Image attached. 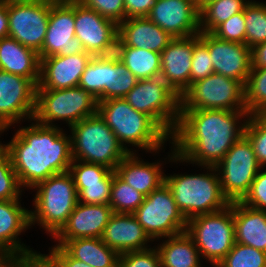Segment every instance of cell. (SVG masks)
I'll return each instance as SVG.
<instances>
[{"instance_id":"b9f144b4","label":"cell","mask_w":266,"mask_h":267,"mask_svg":"<svg viewBox=\"0 0 266 267\" xmlns=\"http://www.w3.org/2000/svg\"><path fill=\"white\" fill-rule=\"evenodd\" d=\"M112 170L100 164L73 160L69 172L73 176L74 184L99 183Z\"/></svg>"},{"instance_id":"c3c4849f","label":"cell","mask_w":266,"mask_h":267,"mask_svg":"<svg viewBox=\"0 0 266 267\" xmlns=\"http://www.w3.org/2000/svg\"><path fill=\"white\" fill-rule=\"evenodd\" d=\"M63 267H92L85 262L72 258L61 246L52 247L49 252Z\"/></svg>"},{"instance_id":"d6986e66","label":"cell","mask_w":266,"mask_h":267,"mask_svg":"<svg viewBox=\"0 0 266 267\" xmlns=\"http://www.w3.org/2000/svg\"><path fill=\"white\" fill-rule=\"evenodd\" d=\"M89 53L68 56L53 55L40 59V80L37 90L77 87L80 77L92 59Z\"/></svg>"},{"instance_id":"bcb514c9","label":"cell","mask_w":266,"mask_h":267,"mask_svg":"<svg viewBox=\"0 0 266 267\" xmlns=\"http://www.w3.org/2000/svg\"><path fill=\"white\" fill-rule=\"evenodd\" d=\"M263 169L258 171L248 193L240 201L244 205L260 211H266V169L264 171Z\"/></svg>"},{"instance_id":"9f6ffc18","label":"cell","mask_w":266,"mask_h":267,"mask_svg":"<svg viewBox=\"0 0 266 267\" xmlns=\"http://www.w3.org/2000/svg\"><path fill=\"white\" fill-rule=\"evenodd\" d=\"M214 0H199V11L208 3L212 2Z\"/></svg>"},{"instance_id":"5bb4252c","label":"cell","mask_w":266,"mask_h":267,"mask_svg":"<svg viewBox=\"0 0 266 267\" xmlns=\"http://www.w3.org/2000/svg\"><path fill=\"white\" fill-rule=\"evenodd\" d=\"M86 53L75 36V0H53L39 59L53 55L68 56Z\"/></svg>"},{"instance_id":"f6af8a7d","label":"cell","mask_w":266,"mask_h":267,"mask_svg":"<svg viewBox=\"0 0 266 267\" xmlns=\"http://www.w3.org/2000/svg\"><path fill=\"white\" fill-rule=\"evenodd\" d=\"M83 6L95 10L117 25L125 20L124 0H77Z\"/></svg>"},{"instance_id":"e0dca14e","label":"cell","mask_w":266,"mask_h":267,"mask_svg":"<svg viewBox=\"0 0 266 267\" xmlns=\"http://www.w3.org/2000/svg\"><path fill=\"white\" fill-rule=\"evenodd\" d=\"M200 41L208 48L214 73L241 81L244 85L252 68L251 49L242 43L200 32Z\"/></svg>"},{"instance_id":"83f0119b","label":"cell","mask_w":266,"mask_h":267,"mask_svg":"<svg viewBox=\"0 0 266 267\" xmlns=\"http://www.w3.org/2000/svg\"><path fill=\"white\" fill-rule=\"evenodd\" d=\"M72 258L92 267H118L119 254L101 238H76L61 246Z\"/></svg>"},{"instance_id":"681fc988","label":"cell","mask_w":266,"mask_h":267,"mask_svg":"<svg viewBox=\"0 0 266 267\" xmlns=\"http://www.w3.org/2000/svg\"><path fill=\"white\" fill-rule=\"evenodd\" d=\"M28 258L37 267H63L50 253L45 255L33 251Z\"/></svg>"},{"instance_id":"4fadbf2b","label":"cell","mask_w":266,"mask_h":267,"mask_svg":"<svg viewBox=\"0 0 266 267\" xmlns=\"http://www.w3.org/2000/svg\"><path fill=\"white\" fill-rule=\"evenodd\" d=\"M52 1L7 4L8 37L38 53L46 35Z\"/></svg>"},{"instance_id":"db71d44e","label":"cell","mask_w":266,"mask_h":267,"mask_svg":"<svg viewBox=\"0 0 266 267\" xmlns=\"http://www.w3.org/2000/svg\"><path fill=\"white\" fill-rule=\"evenodd\" d=\"M0 267H12V257H0Z\"/></svg>"},{"instance_id":"f5cc1de1","label":"cell","mask_w":266,"mask_h":267,"mask_svg":"<svg viewBox=\"0 0 266 267\" xmlns=\"http://www.w3.org/2000/svg\"><path fill=\"white\" fill-rule=\"evenodd\" d=\"M12 267H37L29 258L12 257Z\"/></svg>"},{"instance_id":"d4e9b609","label":"cell","mask_w":266,"mask_h":267,"mask_svg":"<svg viewBox=\"0 0 266 267\" xmlns=\"http://www.w3.org/2000/svg\"><path fill=\"white\" fill-rule=\"evenodd\" d=\"M162 163H147L129 153L117 166L115 173L145 197L165 182V174L161 170Z\"/></svg>"},{"instance_id":"4dcf8cb0","label":"cell","mask_w":266,"mask_h":267,"mask_svg":"<svg viewBox=\"0 0 266 267\" xmlns=\"http://www.w3.org/2000/svg\"><path fill=\"white\" fill-rule=\"evenodd\" d=\"M137 82L115 54L103 56V101L124 98Z\"/></svg>"},{"instance_id":"ba28073f","label":"cell","mask_w":266,"mask_h":267,"mask_svg":"<svg viewBox=\"0 0 266 267\" xmlns=\"http://www.w3.org/2000/svg\"><path fill=\"white\" fill-rule=\"evenodd\" d=\"M124 99L136 111L150 116L172 137L180 119V97L161 75L138 80Z\"/></svg>"},{"instance_id":"7c38bea8","label":"cell","mask_w":266,"mask_h":267,"mask_svg":"<svg viewBox=\"0 0 266 267\" xmlns=\"http://www.w3.org/2000/svg\"><path fill=\"white\" fill-rule=\"evenodd\" d=\"M221 189L229 202L241 201L262 168L249 139L243 135L215 166Z\"/></svg>"},{"instance_id":"8d00e7d4","label":"cell","mask_w":266,"mask_h":267,"mask_svg":"<svg viewBox=\"0 0 266 267\" xmlns=\"http://www.w3.org/2000/svg\"><path fill=\"white\" fill-rule=\"evenodd\" d=\"M244 135L251 142L258 163L264 168L266 166V114L249 115Z\"/></svg>"},{"instance_id":"1f68e13d","label":"cell","mask_w":266,"mask_h":267,"mask_svg":"<svg viewBox=\"0 0 266 267\" xmlns=\"http://www.w3.org/2000/svg\"><path fill=\"white\" fill-rule=\"evenodd\" d=\"M250 0H214L200 11V32L212 33L220 24L244 10Z\"/></svg>"},{"instance_id":"30bf717a","label":"cell","mask_w":266,"mask_h":267,"mask_svg":"<svg viewBox=\"0 0 266 267\" xmlns=\"http://www.w3.org/2000/svg\"><path fill=\"white\" fill-rule=\"evenodd\" d=\"M199 109L246 110L244 84L217 73L192 83L180 97V110Z\"/></svg>"},{"instance_id":"836d02e7","label":"cell","mask_w":266,"mask_h":267,"mask_svg":"<svg viewBox=\"0 0 266 267\" xmlns=\"http://www.w3.org/2000/svg\"><path fill=\"white\" fill-rule=\"evenodd\" d=\"M244 88L248 114H266V68H251Z\"/></svg>"},{"instance_id":"8992f818","label":"cell","mask_w":266,"mask_h":267,"mask_svg":"<svg viewBox=\"0 0 266 267\" xmlns=\"http://www.w3.org/2000/svg\"><path fill=\"white\" fill-rule=\"evenodd\" d=\"M32 189H36L30 224L36 222L54 237L67 223L78 202L73 176L69 171L50 176Z\"/></svg>"},{"instance_id":"60d3db41","label":"cell","mask_w":266,"mask_h":267,"mask_svg":"<svg viewBox=\"0 0 266 267\" xmlns=\"http://www.w3.org/2000/svg\"><path fill=\"white\" fill-rule=\"evenodd\" d=\"M214 73L208 48L200 41V33L193 35L191 84Z\"/></svg>"},{"instance_id":"277c9868","label":"cell","mask_w":266,"mask_h":267,"mask_svg":"<svg viewBox=\"0 0 266 267\" xmlns=\"http://www.w3.org/2000/svg\"><path fill=\"white\" fill-rule=\"evenodd\" d=\"M203 168L212 173L165 175V183L173 194L178 210L187 221L198 215L223 210L230 205L222 192L216 167Z\"/></svg>"},{"instance_id":"9c48e42d","label":"cell","mask_w":266,"mask_h":267,"mask_svg":"<svg viewBox=\"0 0 266 267\" xmlns=\"http://www.w3.org/2000/svg\"><path fill=\"white\" fill-rule=\"evenodd\" d=\"M186 232L194 240L201 257L216 267L235 243L233 202L223 210L189 219Z\"/></svg>"},{"instance_id":"ab89813d","label":"cell","mask_w":266,"mask_h":267,"mask_svg":"<svg viewBox=\"0 0 266 267\" xmlns=\"http://www.w3.org/2000/svg\"><path fill=\"white\" fill-rule=\"evenodd\" d=\"M79 87L98 102L103 101V56H93L80 77Z\"/></svg>"},{"instance_id":"3957f363","label":"cell","mask_w":266,"mask_h":267,"mask_svg":"<svg viewBox=\"0 0 266 267\" xmlns=\"http://www.w3.org/2000/svg\"><path fill=\"white\" fill-rule=\"evenodd\" d=\"M97 112L129 153L134 152L125 147L126 143L157 153L171 138L150 116L136 111L124 98L98 102Z\"/></svg>"},{"instance_id":"d590c367","label":"cell","mask_w":266,"mask_h":267,"mask_svg":"<svg viewBox=\"0 0 266 267\" xmlns=\"http://www.w3.org/2000/svg\"><path fill=\"white\" fill-rule=\"evenodd\" d=\"M216 267H266V252L235 242Z\"/></svg>"},{"instance_id":"cb8c5ba5","label":"cell","mask_w":266,"mask_h":267,"mask_svg":"<svg viewBox=\"0 0 266 267\" xmlns=\"http://www.w3.org/2000/svg\"><path fill=\"white\" fill-rule=\"evenodd\" d=\"M118 40L125 46L161 53L173 39L148 17L127 18L118 24Z\"/></svg>"},{"instance_id":"7bdbcfd3","label":"cell","mask_w":266,"mask_h":267,"mask_svg":"<svg viewBox=\"0 0 266 267\" xmlns=\"http://www.w3.org/2000/svg\"><path fill=\"white\" fill-rule=\"evenodd\" d=\"M245 33L244 10L231 16L212 32L219 39L242 44H245Z\"/></svg>"},{"instance_id":"7dc6e473","label":"cell","mask_w":266,"mask_h":267,"mask_svg":"<svg viewBox=\"0 0 266 267\" xmlns=\"http://www.w3.org/2000/svg\"><path fill=\"white\" fill-rule=\"evenodd\" d=\"M156 0H124L125 19L147 17Z\"/></svg>"},{"instance_id":"ffe728a7","label":"cell","mask_w":266,"mask_h":267,"mask_svg":"<svg viewBox=\"0 0 266 267\" xmlns=\"http://www.w3.org/2000/svg\"><path fill=\"white\" fill-rule=\"evenodd\" d=\"M113 213L110 205L77 202L67 223L53 237L59 242L55 246H62L66 241L76 238H101Z\"/></svg>"},{"instance_id":"f35d334b","label":"cell","mask_w":266,"mask_h":267,"mask_svg":"<svg viewBox=\"0 0 266 267\" xmlns=\"http://www.w3.org/2000/svg\"><path fill=\"white\" fill-rule=\"evenodd\" d=\"M112 181L113 171L103 180L99 181V183L75 184L78 202L83 204L109 205Z\"/></svg>"},{"instance_id":"7a4b0ae2","label":"cell","mask_w":266,"mask_h":267,"mask_svg":"<svg viewBox=\"0 0 266 267\" xmlns=\"http://www.w3.org/2000/svg\"><path fill=\"white\" fill-rule=\"evenodd\" d=\"M3 146L22 188L32 189L52 175L69 171L73 161L71 135L66 136L56 125L34 121L19 128Z\"/></svg>"},{"instance_id":"ee69618b","label":"cell","mask_w":266,"mask_h":267,"mask_svg":"<svg viewBox=\"0 0 266 267\" xmlns=\"http://www.w3.org/2000/svg\"><path fill=\"white\" fill-rule=\"evenodd\" d=\"M118 267H161L156 247L119 254Z\"/></svg>"},{"instance_id":"ac0fdd59","label":"cell","mask_w":266,"mask_h":267,"mask_svg":"<svg viewBox=\"0 0 266 267\" xmlns=\"http://www.w3.org/2000/svg\"><path fill=\"white\" fill-rule=\"evenodd\" d=\"M147 17L173 38L200 33V14L192 0H156Z\"/></svg>"},{"instance_id":"603a6c76","label":"cell","mask_w":266,"mask_h":267,"mask_svg":"<svg viewBox=\"0 0 266 267\" xmlns=\"http://www.w3.org/2000/svg\"><path fill=\"white\" fill-rule=\"evenodd\" d=\"M101 240L118 254L148 249L147 244L152 241L134 214L126 213L112 214Z\"/></svg>"},{"instance_id":"4316f807","label":"cell","mask_w":266,"mask_h":267,"mask_svg":"<svg viewBox=\"0 0 266 267\" xmlns=\"http://www.w3.org/2000/svg\"><path fill=\"white\" fill-rule=\"evenodd\" d=\"M235 242L266 252V211L233 202Z\"/></svg>"},{"instance_id":"5b68a950","label":"cell","mask_w":266,"mask_h":267,"mask_svg":"<svg viewBox=\"0 0 266 267\" xmlns=\"http://www.w3.org/2000/svg\"><path fill=\"white\" fill-rule=\"evenodd\" d=\"M70 129L73 160L100 164L115 171L129 154L98 112Z\"/></svg>"},{"instance_id":"484cf974","label":"cell","mask_w":266,"mask_h":267,"mask_svg":"<svg viewBox=\"0 0 266 267\" xmlns=\"http://www.w3.org/2000/svg\"><path fill=\"white\" fill-rule=\"evenodd\" d=\"M0 70L29 78L36 85L40 80L38 53L13 38L0 39Z\"/></svg>"},{"instance_id":"f1b7e54d","label":"cell","mask_w":266,"mask_h":267,"mask_svg":"<svg viewBox=\"0 0 266 267\" xmlns=\"http://www.w3.org/2000/svg\"><path fill=\"white\" fill-rule=\"evenodd\" d=\"M157 250L161 267H201L200 253L192 237L186 232L166 237Z\"/></svg>"},{"instance_id":"7402d4cb","label":"cell","mask_w":266,"mask_h":267,"mask_svg":"<svg viewBox=\"0 0 266 267\" xmlns=\"http://www.w3.org/2000/svg\"><path fill=\"white\" fill-rule=\"evenodd\" d=\"M20 204L19 199L0 201V257L28 258L33 252L18 237L31 227L30 210Z\"/></svg>"},{"instance_id":"8fae6325","label":"cell","mask_w":266,"mask_h":267,"mask_svg":"<svg viewBox=\"0 0 266 267\" xmlns=\"http://www.w3.org/2000/svg\"><path fill=\"white\" fill-rule=\"evenodd\" d=\"M133 214L152 242L187 229V220L178 210L173 194L165 182L147 195Z\"/></svg>"},{"instance_id":"9a60e30c","label":"cell","mask_w":266,"mask_h":267,"mask_svg":"<svg viewBox=\"0 0 266 267\" xmlns=\"http://www.w3.org/2000/svg\"><path fill=\"white\" fill-rule=\"evenodd\" d=\"M36 91L29 78L0 70V134L23 118L33 120Z\"/></svg>"},{"instance_id":"d6a6232c","label":"cell","mask_w":266,"mask_h":267,"mask_svg":"<svg viewBox=\"0 0 266 267\" xmlns=\"http://www.w3.org/2000/svg\"><path fill=\"white\" fill-rule=\"evenodd\" d=\"M145 196L123 181L113 171L109 205L114 213L133 214L143 203Z\"/></svg>"},{"instance_id":"6f0895ef","label":"cell","mask_w":266,"mask_h":267,"mask_svg":"<svg viewBox=\"0 0 266 267\" xmlns=\"http://www.w3.org/2000/svg\"><path fill=\"white\" fill-rule=\"evenodd\" d=\"M192 1H194L196 3V6H197V8L199 10V0H192Z\"/></svg>"},{"instance_id":"816d5d0a","label":"cell","mask_w":266,"mask_h":267,"mask_svg":"<svg viewBox=\"0 0 266 267\" xmlns=\"http://www.w3.org/2000/svg\"><path fill=\"white\" fill-rule=\"evenodd\" d=\"M8 37L7 4L0 0V39Z\"/></svg>"},{"instance_id":"44dd1931","label":"cell","mask_w":266,"mask_h":267,"mask_svg":"<svg viewBox=\"0 0 266 267\" xmlns=\"http://www.w3.org/2000/svg\"><path fill=\"white\" fill-rule=\"evenodd\" d=\"M193 36L173 38L160 53L161 76L179 96L191 85Z\"/></svg>"},{"instance_id":"f907efd6","label":"cell","mask_w":266,"mask_h":267,"mask_svg":"<svg viewBox=\"0 0 266 267\" xmlns=\"http://www.w3.org/2000/svg\"><path fill=\"white\" fill-rule=\"evenodd\" d=\"M252 68H266V42L251 48Z\"/></svg>"},{"instance_id":"11a10c76","label":"cell","mask_w":266,"mask_h":267,"mask_svg":"<svg viewBox=\"0 0 266 267\" xmlns=\"http://www.w3.org/2000/svg\"><path fill=\"white\" fill-rule=\"evenodd\" d=\"M5 4H10V3H21V2H31L35 0H1Z\"/></svg>"},{"instance_id":"2e32d148","label":"cell","mask_w":266,"mask_h":267,"mask_svg":"<svg viewBox=\"0 0 266 267\" xmlns=\"http://www.w3.org/2000/svg\"><path fill=\"white\" fill-rule=\"evenodd\" d=\"M118 25L75 0V36L92 56L115 54Z\"/></svg>"},{"instance_id":"6da1fadb","label":"cell","mask_w":266,"mask_h":267,"mask_svg":"<svg viewBox=\"0 0 266 267\" xmlns=\"http://www.w3.org/2000/svg\"><path fill=\"white\" fill-rule=\"evenodd\" d=\"M244 117L241 123L239 119ZM246 117V110H180L177 128L169 140L173 152L168 160L215 167L244 135Z\"/></svg>"},{"instance_id":"52a82bcc","label":"cell","mask_w":266,"mask_h":267,"mask_svg":"<svg viewBox=\"0 0 266 267\" xmlns=\"http://www.w3.org/2000/svg\"><path fill=\"white\" fill-rule=\"evenodd\" d=\"M97 109L98 101L79 86L67 89L37 90L32 121L54 126V120H63L71 127L86 117L95 115Z\"/></svg>"},{"instance_id":"74e56055","label":"cell","mask_w":266,"mask_h":267,"mask_svg":"<svg viewBox=\"0 0 266 267\" xmlns=\"http://www.w3.org/2000/svg\"><path fill=\"white\" fill-rule=\"evenodd\" d=\"M21 188L7 150L0 142V201L20 199Z\"/></svg>"},{"instance_id":"e575fe53","label":"cell","mask_w":266,"mask_h":267,"mask_svg":"<svg viewBox=\"0 0 266 267\" xmlns=\"http://www.w3.org/2000/svg\"><path fill=\"white\" fill-rule=\"evenodd\" d=\"M245 44L251 49L266 42V3L250 1L244 8Z\"/></svg>"},{"instance_id":"f546056e","label":"cell","mask_w":266,"mask_h":267,"mask_svg":"<svg viewBox=\"0 0 266 267\" xmlns=\"http://www.w3.org/2000/svg\"><path fill=\"white\" fill-rule=\"evenodd\" d=\"M115 55L138 80L161 74L160 53L123 45L118 39Z\"/></svg>"}]
</instances>
